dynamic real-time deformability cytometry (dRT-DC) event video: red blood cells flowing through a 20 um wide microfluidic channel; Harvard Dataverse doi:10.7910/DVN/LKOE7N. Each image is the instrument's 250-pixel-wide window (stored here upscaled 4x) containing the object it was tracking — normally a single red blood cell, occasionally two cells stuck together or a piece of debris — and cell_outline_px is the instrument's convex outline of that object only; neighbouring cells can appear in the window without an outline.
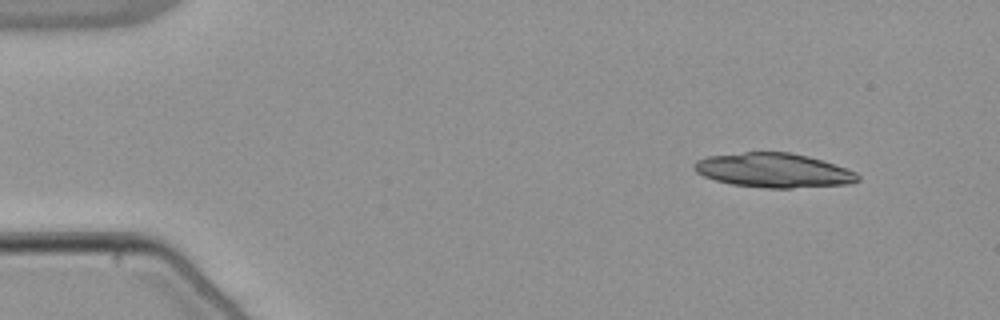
{"species": "common noctule bat (a hibernating species)", "species_latin": "Nyctalus noctula", "temperature_condition": "warm", "stored_images_in_passage": 22, "camera_frame_rate_fps": 3000, "um_per_image_px": 0.085, "animal": {"sex": "male", "body_mass_g": 21.5, "forearm_length_mm": 52.0}, "frame": {"image": 1, "passage_image": 5, "time_ms": 1.333, "image_size_px": [1000, 320], "cell_outline_px": [[860, 180], [848, 184], [792, 188], [768, 188], [732, 184], [716, 180], [704, 176], [696, 172], [692, 168], [692, 164], [696, 160], [708, 156], [744, 152], [792, 152], [808, 156], [856, 172], [860, 176]], "centroid_in_image_um": [65.72, 14.48], "position_along_channel_um": 19.3, "area_um2": 32.6}}